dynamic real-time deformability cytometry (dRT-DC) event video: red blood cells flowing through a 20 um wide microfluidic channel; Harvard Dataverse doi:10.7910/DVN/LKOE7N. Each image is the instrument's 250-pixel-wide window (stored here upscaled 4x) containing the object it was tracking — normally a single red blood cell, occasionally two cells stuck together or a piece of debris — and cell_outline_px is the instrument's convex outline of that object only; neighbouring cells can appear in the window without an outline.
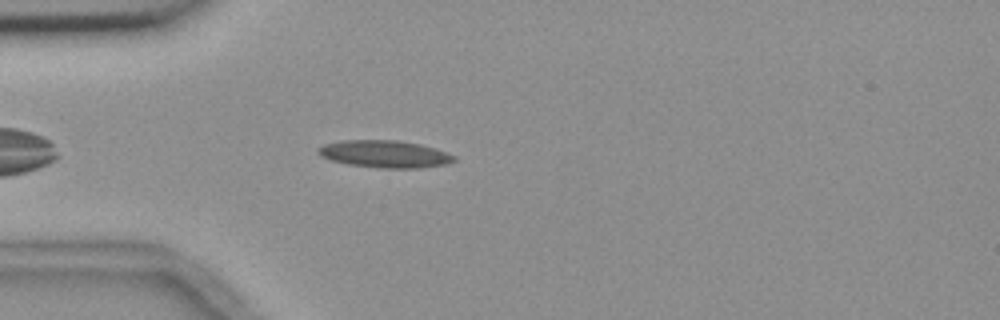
{"species": "common noctule bat (a hibernating species)", "species_latin": "Nyctalus noctula", "temperature_condition": "room temperature", "stored_images_in_passage": 47, "camera_frame_rate_fps": 3000, "um_per_image_px": 0.085, "animal": {"sex": "female", "body_mass_g": 18.4}, "frame": {"image": 1, "passage_image": 7, "time_ms": 2.0, "image_size_px": [1000, 320], "cell_outline_px": [[456, 160], [448, 164], [416, 168], [380, 168], [348, 164], [332, 160], [320, 156], [316, 152], [316, 148], [324, 144], [340, 140], [396, 140], [420, 144], [456, 156]], "centroid_in_image_um": [32.66, 13.09], "position_along_channel_um": 52.3, "area_um2": 21.56}}
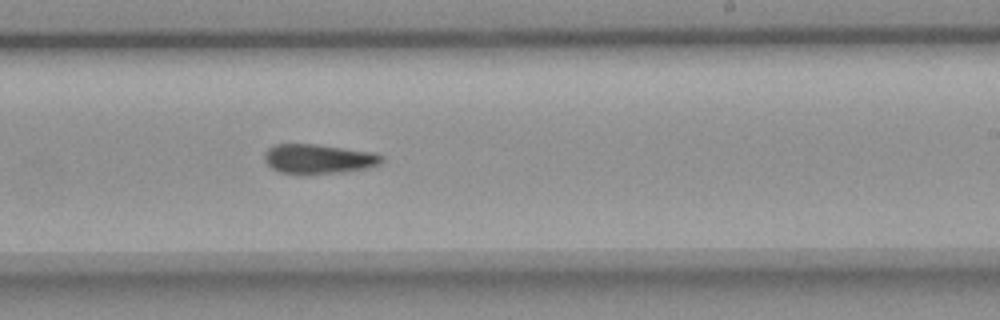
{"frame": {"image": 2, "passage_image": 25, "time_ms": 8.0, "image_size_px": [1000, 320], "cell_outline_px": [[384, 160], [380, 164], [368, 168], [344, 172], [280, 172], [272, 168], [264, 160], [264, 152], [268, 148], [276, 144], [316, 144], [376, 152], [384, 156]], "centroid_in_image_um": [27.13, 13.47], "position_along_channel_um": 261.9, "area_um2": 19.94}}
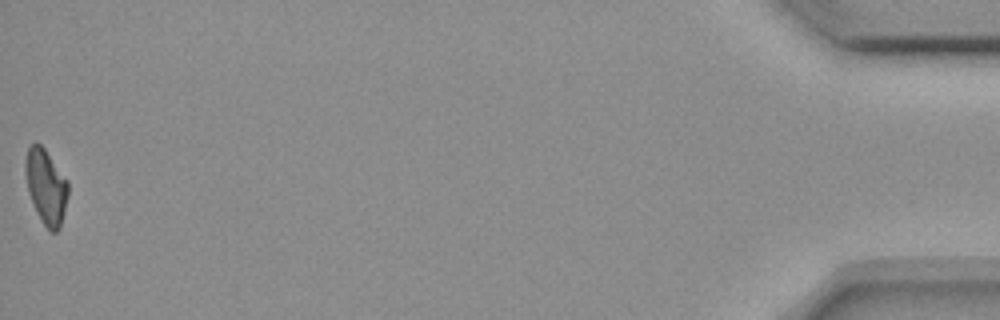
{"frame": {"image": 3, "passage_image": 47, "time_ms": 15.333, "image_size_px": [1000, 320], "cell_outline_px": [[68, 196], [60, 228], [56, 232], [52, 232], [40, 220], [28, 192], [24, 172], [24, 164], [28, 148], [36, 140], [44, 148], [68, 180]], "centroid_in_image_um": [3.9, 15.84], "position_along_channel_um": 431.3, "area_um2": 18.73}}